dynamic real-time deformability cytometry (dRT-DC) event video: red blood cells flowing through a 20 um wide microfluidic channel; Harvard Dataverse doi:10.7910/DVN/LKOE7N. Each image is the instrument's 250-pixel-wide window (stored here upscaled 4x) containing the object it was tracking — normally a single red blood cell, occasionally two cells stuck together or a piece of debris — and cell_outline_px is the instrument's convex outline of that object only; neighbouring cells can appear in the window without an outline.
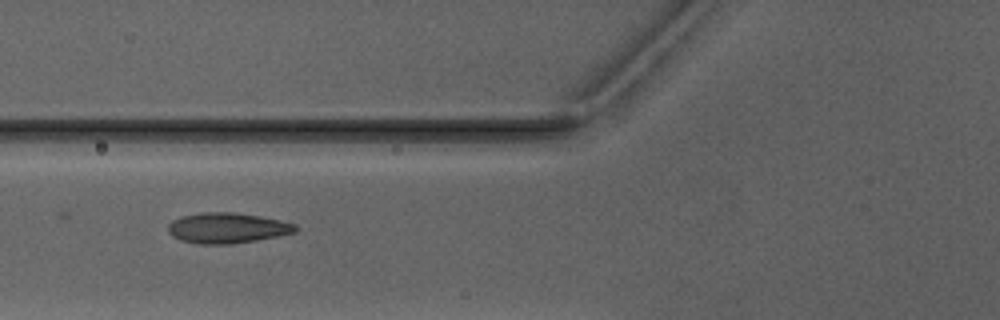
{"species": "Egyptian fruit bat (a non-hibernating species)", "species_latin": "Rousettus aegyptiacus", "temperature_condition": "warm", "stored_images_in_passage": 6, "camera_frame_rate_fps": 3000, "um_per_image_px": 0.085, "animal": {"sex": "male"}, "frame": {"image": 1, "passage_image": 6, "time_ms": 6.0, "image_size_px": [1000, 320], "cell_outline_px": [[300, 228], [296, 232], [280, 236], [232, 244], [200, 244], [180, 240], [172, 236], [168, 232], [168, 224], [172, 220], [180, 216], [200, 212], [232, 212], [260, 216], [280, 220], [296, 224]], "centroid_in_image_um": [19.32, 19.37], "position_along_channel_um": 106.5, "area_um2": 22.89}}